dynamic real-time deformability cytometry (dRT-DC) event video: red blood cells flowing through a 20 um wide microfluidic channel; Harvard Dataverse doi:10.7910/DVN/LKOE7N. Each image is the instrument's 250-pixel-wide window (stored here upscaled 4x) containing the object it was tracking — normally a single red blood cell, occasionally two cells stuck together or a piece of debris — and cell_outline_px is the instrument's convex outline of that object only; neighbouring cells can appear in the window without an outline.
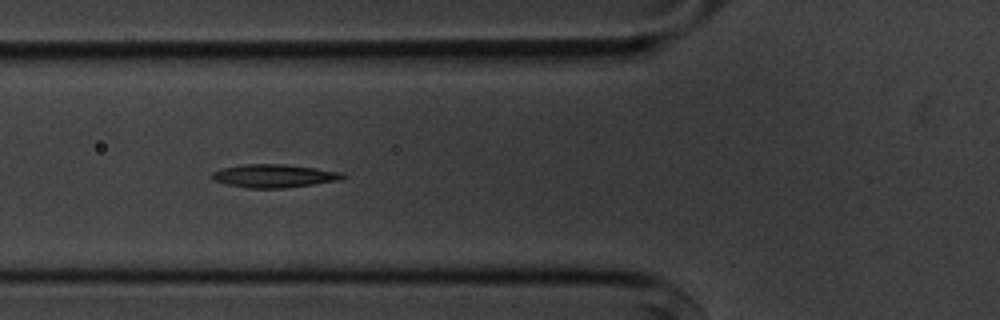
{"species": "common noctule bat (a hibernating species)", "species_latin": "Nyctalus noctula", "temperature_condition": "cold", "stored_images_in_passage": 17, "segment_of_instrument_passage": [1, 2], "camera_frame_rate_fps": 3000, "um_per_image_px": 0.085, "animal": {"sex": "male", "body_mass_g": 20.1, "forearm_length_mm": 53.5}, "frame": {"image": 1, "passage_image": 7, "time_ms": 7.667, "image_size_px": [1000, 320], "cell_outline_px": [[348, 176], [340, 180], [284, 188], [248, 188], [228, 184], [212, 180], [212, 172], [224, 168], [244, 164], [284, 164], [344, 172]], "centroid_in_image_um": [23.33, 14.95], "position_along_channel_um": 102.5, "area_um2": 17.57}}
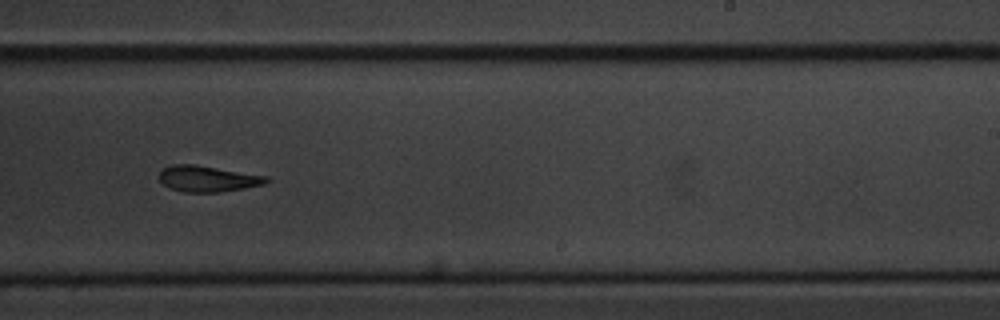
{"frame": {"image": 2, "passage_image": 11, "time_ms": 12.333, "image_size_px": [1000, 320], "cell_outline_px": [[272, 180], [264, 184], [244, 188], [220, 192], [184, 192], [168, 188], [160, 180], [160, 172], [164, 168], [172, 164], [196, 164], [268, 176]], "centroid_in_image_um": [17.68, 15.19], "position_along_channel_um": 271.3, "area_um2": 16.36}}
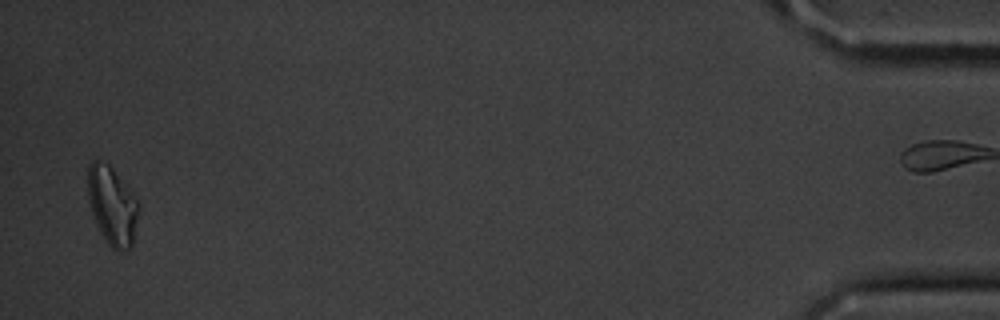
{"frame": {"image": 3, "passage_image": 16, "time_ms": 19.0, "image_size_px": [1000, 320], "cell_outline_px": [[140, 208], [132, 248], [120, 252], [116, 252], [108, 244], [96, 224], [88, 200], [88, 164], [92, 160], [100, 160], [108, 164], [112, 168], [132, 192], [140, 204]], "centroid_in_image_um": [9.56, 17.5], "position_along_channel_um": 425.6, "area_um2": 23.47}}